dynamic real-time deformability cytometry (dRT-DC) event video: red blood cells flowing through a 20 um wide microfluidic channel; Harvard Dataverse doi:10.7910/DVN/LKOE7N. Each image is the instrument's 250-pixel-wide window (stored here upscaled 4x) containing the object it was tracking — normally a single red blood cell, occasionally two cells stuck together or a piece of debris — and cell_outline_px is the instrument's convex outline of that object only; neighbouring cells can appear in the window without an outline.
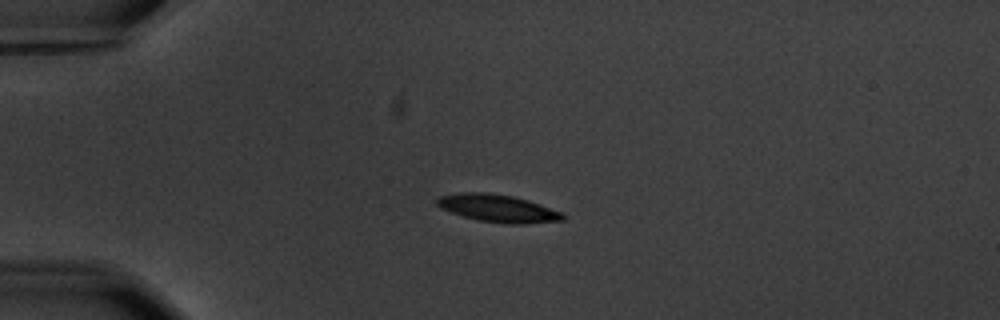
{"species": "common noctule bat (a hibernating species)", "species_latin": "Nyctalus noctula", "temperature_condition": "warm", "stored_images_in_passage": 6, "camera_frame_rate_fps": 3000, "um_per_image_px": 0.085, "animal": {"sex": "male", "body_mass_g": 20.1, "forearm_length_mm": 53.5}, "frame": {"image": 1, "passage_image": 5, "time_ms": 4.667, "image_size_px": [1000, 320], "cell_outline_px": [[564, 220], [524, 224], [508, 224], [476, 220], [440, 208], [436, 204], [436, 200], [440, 196], [460, 192], [488, 192], [512, 196], [528, 200], [564, 212]], "centroid_in_image_um": [42.34, 17.7], "position_along_channel_um": 42.7, "area_um2": 20.29}}